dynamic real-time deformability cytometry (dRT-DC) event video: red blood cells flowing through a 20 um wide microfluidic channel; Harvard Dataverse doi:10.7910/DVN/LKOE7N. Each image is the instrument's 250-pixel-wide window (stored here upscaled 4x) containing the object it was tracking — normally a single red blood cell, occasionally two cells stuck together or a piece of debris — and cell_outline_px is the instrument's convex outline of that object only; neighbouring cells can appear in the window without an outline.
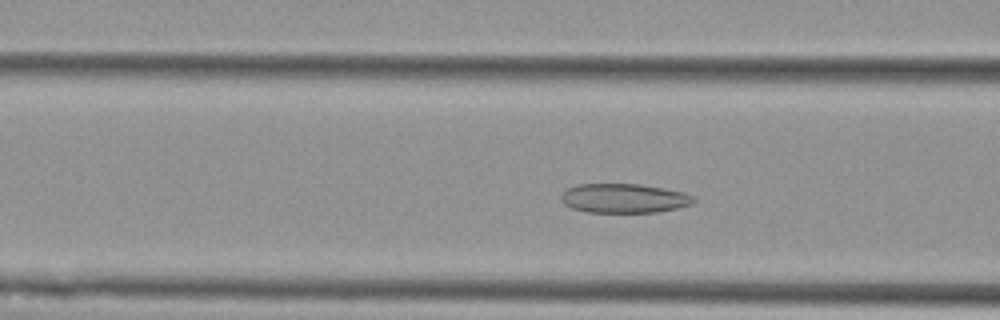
{"species": "Egyptian fruit bat (a non-hibernating species)", "species_latin": "Rousettus aegyptiacus", "temperature_condition": "cold", "stored_images_in_passage": 47, "camera_frame_rate_fps": 3000, "um_per_image_px": 0.085, "animal": {"sex": "female"}, "frame": {"image": 1, "passage_image": 16, "time_ms": 5.0, "image_size_px": [1000, 320], "cell_outline_px": [[696, 200], [692, 204], [676, 208], [656, 212], [588, 212], [572, 208], [564, 204], [560, 200], [560, 196], [568, 188], [580, 184], [640, 184], [664, 188], [684, 192], [696, 196]], "centroid_in_image_um": [53.07, 16.85], "position_along_channel_um": 113.5, "area_um2": 22.66}}
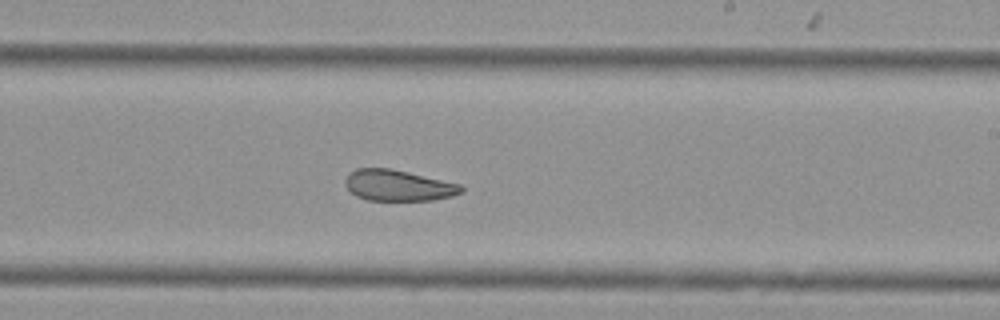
{"frame": {"image": 2, "passage_image": 28, "time_ms": 9.0, "image_size_px": [1000, 320], "cell_outline_px": [[464, 192], [452, 196], [432, 200], [368, 200], [356, 196], [344, 184], [344, 180], [348, 172], [356, 168], [392, 168], [460, 184], [464, 188]], "centroid_in_image_um": [33.83, 15.75], "position_along_channel_um": 255.2, "area_um2": 21.1}}
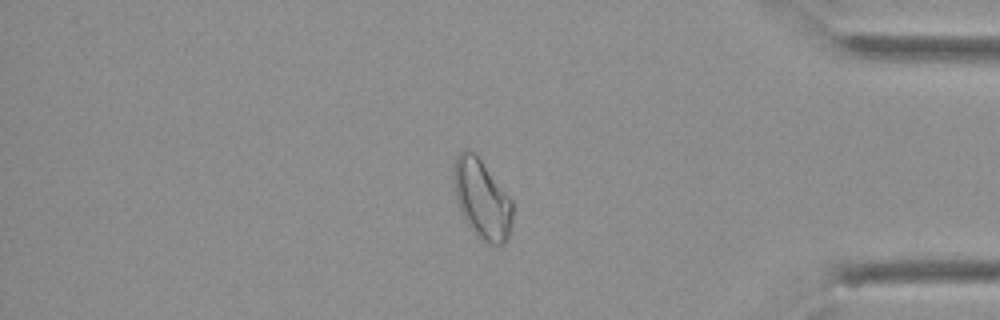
{"frame": {"image": 3, "passage_image": 42, "time_ms": 13.667, "image_size_px": [1000, 320], "cell_outline_px": [[512, 224], [508, 236], [504, 244], [488, 244], [480, 240], [476, 236], [468, 224], [456, 200], [452, 176], [452, 168], [456, 156], [464, 148], [468, 148], [476, 152], [512, 200]], "centroid_in_image_um": [40.94, 16.87], "position_along_channel_um": 394.3, "area_um2": 27.57}, "authors_computed_cell_mechanics": {"area_um2": 24.6228, "velocity_mm_per_s": 3.5511, "shape_relaxation_time_tau1_ms": null, "shape_relaxation_time_tau2_ms": 3.0097, "deformation_change_tau1": null, "deformation_change_tau2": 0.0816}}